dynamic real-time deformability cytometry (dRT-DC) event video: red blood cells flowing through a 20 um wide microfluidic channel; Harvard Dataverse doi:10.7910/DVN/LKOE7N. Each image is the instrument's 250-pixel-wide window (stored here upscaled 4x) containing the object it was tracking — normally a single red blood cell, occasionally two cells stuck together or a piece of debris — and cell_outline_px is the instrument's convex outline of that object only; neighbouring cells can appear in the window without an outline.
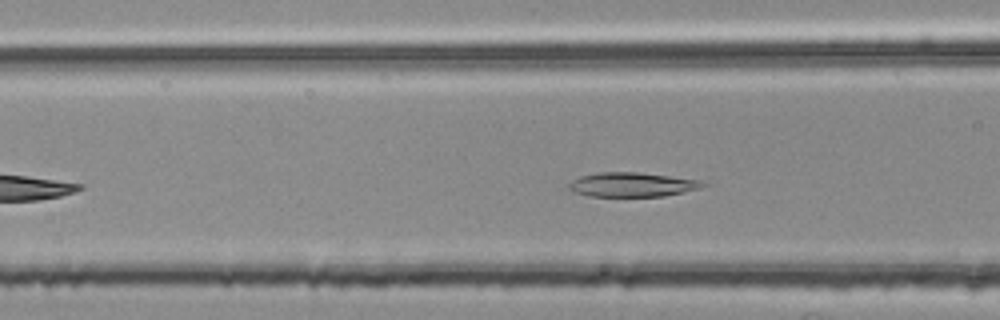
{"species": "common noctule bat (a hibernating species)", "species_latin": "Nyctalus noctula", "temperature_condition": "room temperature", "stored_images_in_passage": 29, "camera_frame_rate_fps": 3000, "um_per_image_px": 0.085, "animal": {"sex": "female", "body_mass_g": 25.1}, "frame": {"image": 1, "passage_image": 7, "time_ms": 2.0, "image_size_px": [1000, 320], "cell_outline_px": [[708, 184], [700, 188], [684, 192], [664, 196], [588, 196], [576, 192], [568, 188], [568, 184], [572, 180], [580, 176], [600, 172], [636, 172], [700, 180]], "centroid_in_image_um": [53.72, 15.69], "position_along_channel_um": 112.9, "area_um2": 18.84}}
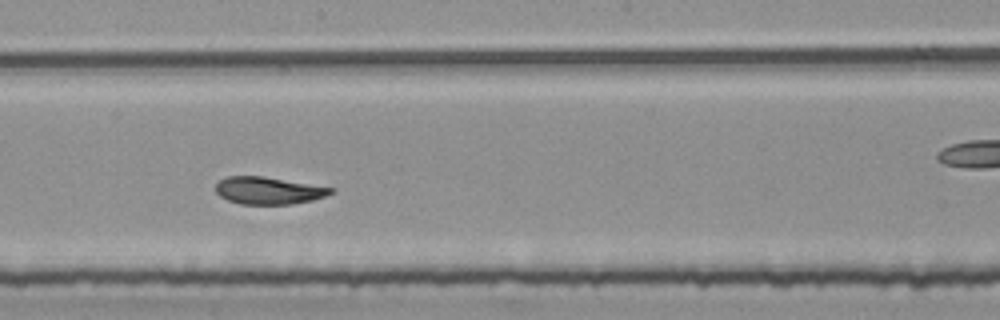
{"frame": {"image": 2, "passage_image": 16, "time_ms": 5.0, "image_size_px": [1000, 320], "cell_outline_px": [[336, 192], [312, 200], [292, 204], [240, 204], [228, 200], [220, 196], [216, 192], [216, 184], [220, 180], [228, 176], [264, 176], [336, 188]], "centroid_in_image_um": [22.85, 16.19], "position_along_channel_um": 225.3, "area_um2": 18.38}}
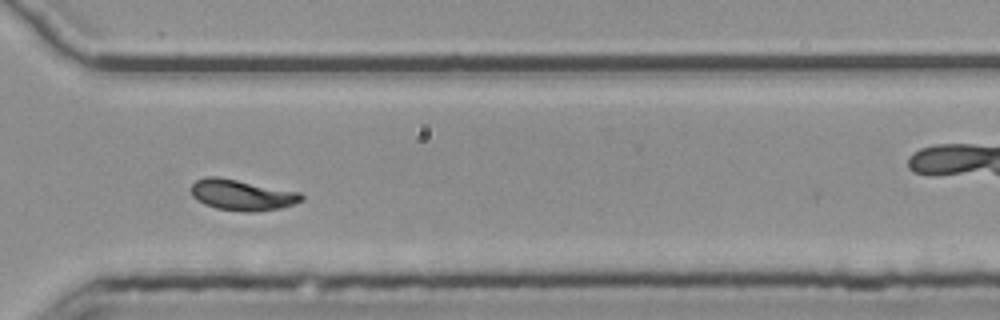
{"frame": {"image": 3, "passage_image": 26, "time_ms": 8.333, "image_size_px": [1000, 320], "cell_outline_px": [[304, 200], [280, 208], [256, 212], [244, 212], [216, 208], [204, 204], [196, 200], [192, 196], [192, 184], [196, 180], [204, 176], [216, 176], [300, 192], [304, 196]], "centroid_in_image_um": [20.55, 16.57], "position_along_channel_um": 350.0, "area_um2": 19.83}, "authors_computed_cell_mechanics": {"area_um2": 19.074, "velocity_mm_per_s": 3.7492, "shape_relaxation_time_tau1_ms": 10.7445, "shape_relaxation_time_tau2_ms": 1.9626, "deformation_change_tau1": 0.253, "deformation_change_tau2": 0.0824}}